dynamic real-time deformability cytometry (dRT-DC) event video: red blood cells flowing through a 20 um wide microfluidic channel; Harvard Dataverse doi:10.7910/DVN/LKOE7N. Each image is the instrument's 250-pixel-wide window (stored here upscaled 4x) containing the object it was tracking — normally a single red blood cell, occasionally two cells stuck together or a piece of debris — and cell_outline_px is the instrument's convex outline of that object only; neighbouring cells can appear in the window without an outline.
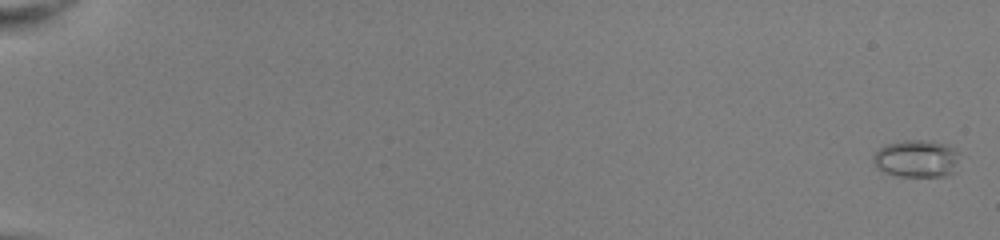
{"species": "common noctule bat (a hibernating species)", "species_latin": "Nyctalus noctula", "temperature_condition": "room temperature", "stored_images_in_passage": 53, "camera_frame_rate_fps": 3000, "um_per_image_px": 0.085, "animal": {"sex": "female", "body_mass_g": 22.0, "forearm_length_mm": 56.7}, "frame": {"image": 1, "passage_image": 1, "time_ms": 0.0, "image_size_px": [1000, 240], "cell_outline_px": [[956, 160], [952, 172], [944, 176], [896, 176], [884, 172], [876, 168], [872, 160], [872, 156], [880, 148], [888, 144], [904, 140], [920, 140], [944, 144], [956, 148]], "centroid_in_image_um": [77.83, 13.49], "position_along_channel_um": 7.2, "area_um2": 18.44}}
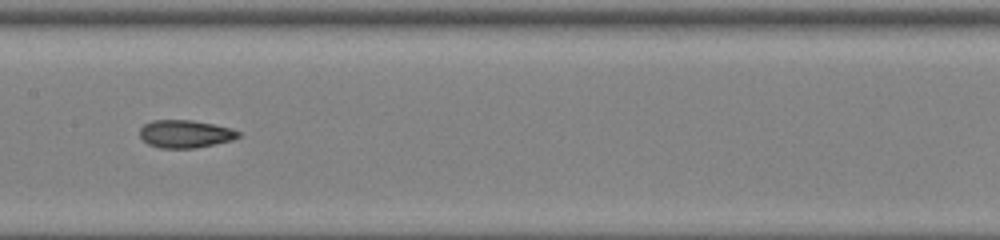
{"frame": {"image": 2, "passage_image": 30, "time_ms": 9.667, "image_size_px": [1000, 240], "cell_outline_px": [[240, 136], [232, 140], [196, 148], [160, 148], [148, 144], [140, 136], [140, 128], [144, 124], [152, 120], [192, 120], [232, 128], [240, 132]], "centroid_in_image_um": [15.74, 11.38], "position_along_channel_um": 191.7, "area_um2": 15.95}}
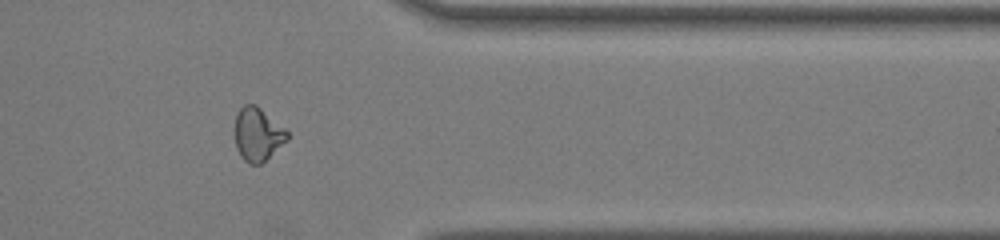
{"frame": {"image": 3, "passage_image": 45, "time_ms": 14.667, "image_size_px": [1000, 240], "cell_outline_px": [[288, 140], [260, 164], [248, 164], [240, 156], [236, 148], [232, 128], [236, 112], [244, 104], [256, 104], [284, 128], [288, 132]], "centroid_in_image_um": [21.83, 11.4], "position_along_channel_um": 389.6, "area_um2": 16.65}, "authors_computed_cell_mechanics": {"area_um2": 16.6464, "velocity_mm_per_s": 4.0733, "shape_relaxation_time_tau1_ms": 5.886, "shape_relaxation_time_tau2_ms": 1.2979, "deformation_change_tau1": 0.183, "deformation_change_tau2": 0.0656}}